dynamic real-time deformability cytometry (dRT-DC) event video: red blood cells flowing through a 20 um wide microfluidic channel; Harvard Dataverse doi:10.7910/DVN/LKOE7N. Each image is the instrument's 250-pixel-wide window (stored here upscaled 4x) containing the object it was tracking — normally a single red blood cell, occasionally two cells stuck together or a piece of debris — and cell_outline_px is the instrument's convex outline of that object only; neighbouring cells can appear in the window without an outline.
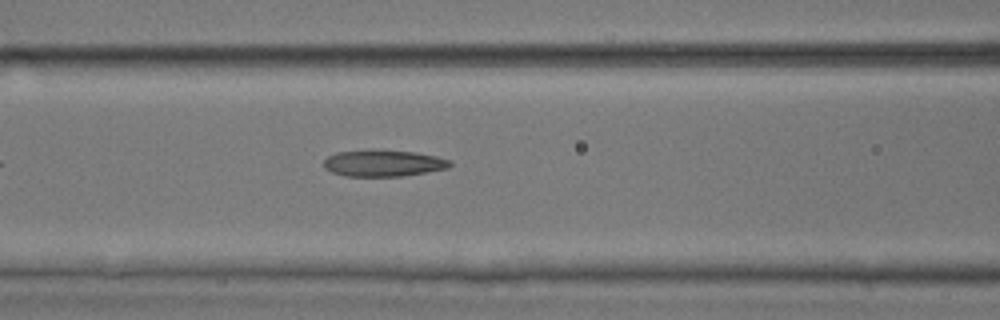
{"species": "common noctule bat (a hibernating species)", "species_latin": "Nyctalus noctula", "temperature_condition": "room temperature", "stored_images_in_passage": 3, "camera_frame_rate_fps": 3000, "um_per_image_px": 0.085, "animal": {"sex": "male", "body_mass_g": 17.9, "forearm_length_mm": 54.2}, "frame": {"image": 1, "passage_image": 3, "time_ms": 0.667, "image_size_px": [1000, 320], "cell_outline_px": [[452, 164], [448, 168], [404, 176], [344, 176], [332, 172], [324, 168], [324, 160], [328, 156], [336, 152], [372, 148], [416, 152], [436, 156], [452, 160]], "centroid_in_image_um": [32.58, 13.85], "position_along_channel_um": 134.0, "area_um2": 20.0}}